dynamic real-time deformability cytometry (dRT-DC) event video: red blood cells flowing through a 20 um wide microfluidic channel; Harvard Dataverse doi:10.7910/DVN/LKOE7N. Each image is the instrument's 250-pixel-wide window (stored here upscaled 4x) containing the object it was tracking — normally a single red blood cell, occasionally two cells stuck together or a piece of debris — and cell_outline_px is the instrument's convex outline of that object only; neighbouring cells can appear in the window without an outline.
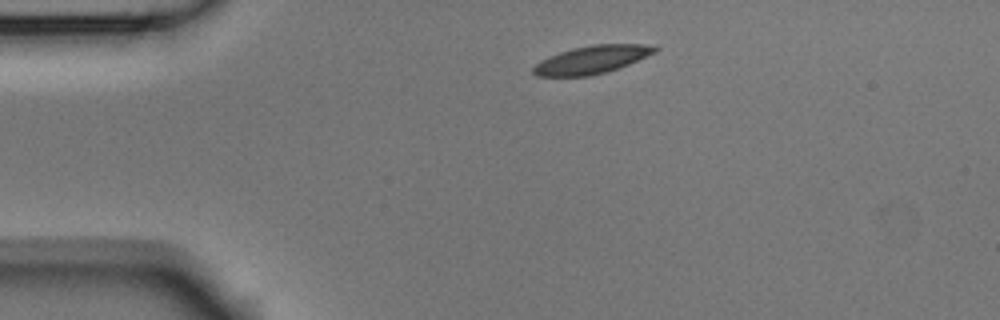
{"species": "Egyptian fruit bat (a non-hibernating species)", "species_latin": "Rousettus aegyptiacus", "temperature_condition": "room temperature", "stored_images_in_passage": 2, "camera_frame_rate_fps": 3000, "um_per_image_px": 0.085, "animal": {"sex": "male"}, "frame": {"image": 1, "passage_image": 2, "time_ms": 0.333, "image_size_px": [1000, 320], "cell_outline_px": [[660, 48], [656, 52], [628, 64], [604, 72], [588, 76], [536, 76], [532, 72], [532, 68], [540, 60], [548, 56], [572, 48], [592, 44], [644, 44]], "centroid_in_image_um": [50.27, 5.06], "position_along_channel_um": 34.7, "area_um2": 19.65}}